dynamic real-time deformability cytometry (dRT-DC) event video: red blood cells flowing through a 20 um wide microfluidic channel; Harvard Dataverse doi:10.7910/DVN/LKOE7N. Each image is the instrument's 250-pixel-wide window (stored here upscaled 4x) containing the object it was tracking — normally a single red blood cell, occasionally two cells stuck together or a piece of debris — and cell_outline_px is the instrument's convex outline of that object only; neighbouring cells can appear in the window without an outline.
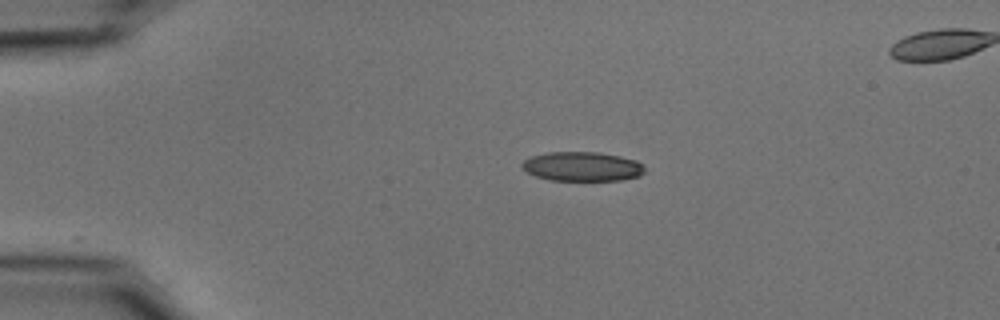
{"species": "common noctule bat (a hibernating species)", "species_latin": "Nyctalus noctula", "temperature_condition": "cold", "stored_images_in_passage": 17, "camera_frame_rate_fps": 3000, "um_per_image_px": 0.085, "animal": {"sex": "male", "body_mass_g": 15.6}, "frame": {"image": 1, "passage_image": 1, "time_ms": 0.0, "image_size_px": [1000, 320], "cell_outline_px": [[644, 172], [640, 176], [620, 180], [552, 180], [536, 176], [528, 172], [520, 164], [524, 160], [532, 156], [548, 152], [600, 152], [620, 156], [636, 160], [644, 164]], "centroid_in_image_um": [49.52, 14.14], "position_along_channel_um": 35.5, "area_um2": 20.92}}
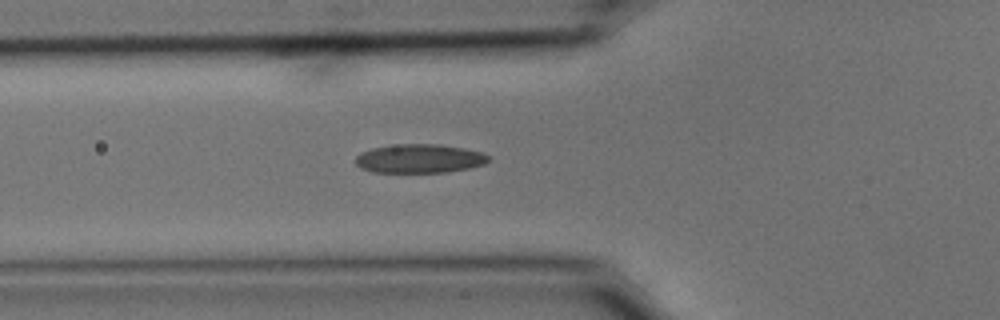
{"frame": {"image": 2, "passage_image": 9, "time_ms": 2.667, "image_size_px": [1000, 320], "cell_outline_px": [[488, 160], [484, 164], [468, 168], [444, 172], [372, 172], [360, 168], [356, 164], [356, 156], [360, 152], [372, 148], [396, 144], [440, 144], [464, 148], [484, 152], [488, 156]], "centroid_in_image_um": [35.63, 13.47], "position_along_channel_um": 90.2, "area_um2": 22.37}}